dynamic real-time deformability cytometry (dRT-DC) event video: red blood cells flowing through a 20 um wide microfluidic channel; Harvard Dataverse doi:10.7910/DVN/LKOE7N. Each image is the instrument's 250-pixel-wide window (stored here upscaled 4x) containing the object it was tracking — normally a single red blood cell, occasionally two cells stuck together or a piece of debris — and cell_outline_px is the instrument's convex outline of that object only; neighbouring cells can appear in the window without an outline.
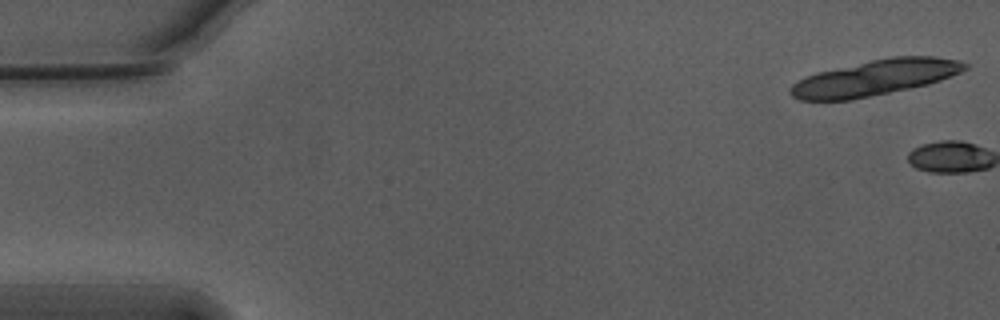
{"species": "Egyptian fruit bat (a non-hibernating species)", "species_latin": "Rousettus aegyptiacus", "temperature_condition": "warm", "stored_images_in_passage": 2, "camera_frame_rate_fps": 3000, "um_per_image_px": 0.085, "animal": {"sex": "male"}, "frame": {"image": 1, "passage_image": 1, "time_ms": 0.0, "image_size_px": [1000, 320], "cell_outline_px": [[968, 68], [960, 72], [940, 80], [928, 84], [852, 100], [800, 100], [792, 96], [788, 92], [788, 88], [792, 84], [816, 72], [872, 60], [892, 56], [936, 56], [956, 60], [968, 64]], "centroid_in_image_um": [74.36, 6.61], "position_along_channel_um": 10.6, "area_um2": 35.95}}